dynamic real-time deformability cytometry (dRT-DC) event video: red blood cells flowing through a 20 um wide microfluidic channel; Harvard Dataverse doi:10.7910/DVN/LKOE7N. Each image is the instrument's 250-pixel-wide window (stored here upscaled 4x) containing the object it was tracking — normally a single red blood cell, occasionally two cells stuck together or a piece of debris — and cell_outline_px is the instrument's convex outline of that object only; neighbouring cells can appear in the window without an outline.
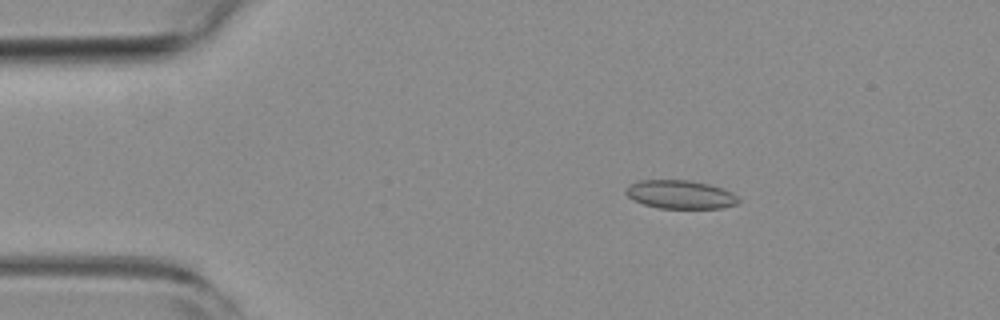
{"species": "common noctule bat (a hibernating species)", "species_latin": "Nyctalus noctula", "temperature_condition": "room temperature", "stored_images_in_passage": 40, "camera_frame_rate_fps": 3000, "um_per_image_px": 0.085, "animal": {"sex": "female", "body_mass_g": 19.3, "forearm_length_mm": 54.1}, "frame": {"image": 1, "passage_image": 2, "time_ms": 0.333, "image_size_px": [1000, 320], "cell_outline_px": [[740, 200], [736, 204], [720, 208], [660, 208], [644, 204], [632, 200], [624, 192], [624, 188], [636, 180], [688, 180], [708, 184], [732, 192]], "centroid_in_image_um": [57.76, 16.52], "position_along_channel_um": 27.2, "area_um2": 18.67}}
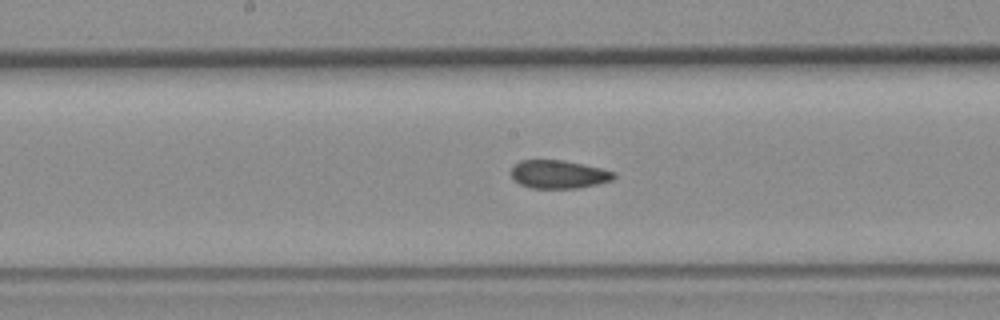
{"frame": {"image": 2, "passage_image": 20, "time_ms": 6.333, "image_size_px": [1000, 320], "cell_outline_px": [[616, 176], [612, 180], [580, 188], [532, 188], [520, 184], [512, 180], [508, 172], [512, 164], [520, 160], [564, 160], [600, 168], [616, 172]], "centroid_in_image_um": [47.41, 14.81], "position_along_channel_um": 200.8, "area_um2": 17.22}}
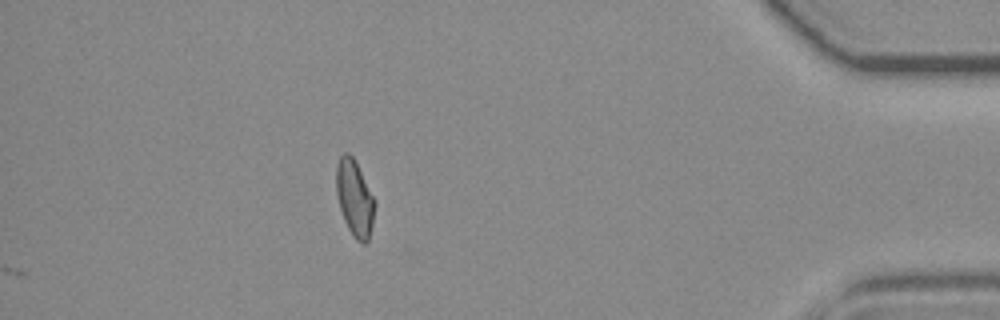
{"frame": {"image": 3, "passage_image": 40, "time_ms": 13.0, "image_size_px": [1000, 320], "cell_outline_px": [[376, 204], [372, 224], [368, 240], [364, 244], [360, 244], [356, 240], [348, 228], [344, 220], [340, 208], [336, 192], [336, 164], [340, 156], [344, 152], [348, 152], [356, 160], [376, 200]], "centroid_in_image_um": [30.15, 16.81], "position_along_channel_um": 405.0, "area_um2": 17.4}, "authors_computed_cell_mechanics": {"area_um2": 17.4556, "velocity_mm_per_s": 3.8613, "shape_relaxation_time_tau1_ms": null, "shape_relaxation_time_tau2_ms": 2.4996, "deformation_change_tau1": null, "deformation_change_tau2": 0.0869}}